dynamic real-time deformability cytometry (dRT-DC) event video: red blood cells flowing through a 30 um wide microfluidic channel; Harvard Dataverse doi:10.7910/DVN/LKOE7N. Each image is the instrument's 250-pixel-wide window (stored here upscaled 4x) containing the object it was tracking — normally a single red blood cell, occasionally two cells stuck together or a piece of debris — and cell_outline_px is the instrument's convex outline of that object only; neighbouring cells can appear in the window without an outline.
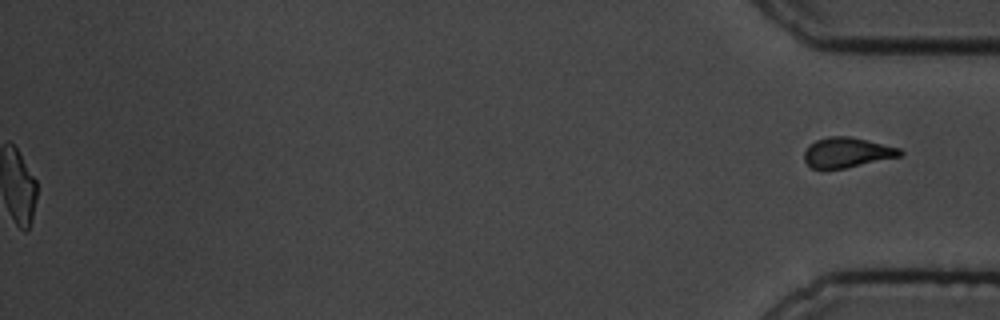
{"species": "common noctule bat (a hibernating species)", "species_latin": "Nyctalus noctula", "temperature_condition": "cold", "stored_images_in_passage": 62, "segment_of_instrument_passage": [2, 2], "camera_frame_rate_fps": 3000, "um_per_image_px": 0.085, "animal": {"sex": "male", "body_mass_g": 19.5, "forearm_length_mm": 54.6}, "frame": {"image": 1, "passage_image": 62, "time_ms": 20.333, "image_size_px": [1000, 320], "cell_outline_px": [[904, 152], [900, 156], [844, 168], [812, 168], [804, 160], [804, 152], [808, 144], [816, 140], [828, 136], [848, 136], [868, 140], [900, 148]], "centroid_in_image_um": [71.98, 12.94], "position_along_channel_um": 363.2, "area_um2": 16.65}}